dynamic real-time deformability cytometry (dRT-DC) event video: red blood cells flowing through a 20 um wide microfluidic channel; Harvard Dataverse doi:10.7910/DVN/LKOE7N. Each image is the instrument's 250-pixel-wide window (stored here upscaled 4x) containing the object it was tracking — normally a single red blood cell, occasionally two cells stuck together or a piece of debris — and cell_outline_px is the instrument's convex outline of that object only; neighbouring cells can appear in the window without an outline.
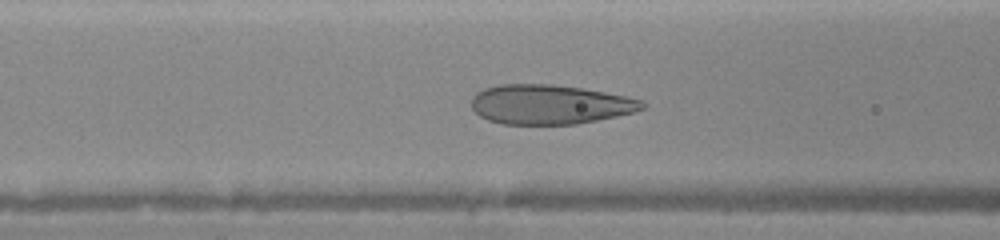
{"species": "human", "species_latin": "Homo sapiens", "temperature_condition": "warm", "stored_images_in_passage": 10, "camera_frame_rate_fps": 3000, "um_per_image_px": 0.085, "donor": {"sex": "female"}, "frame": {"image": 1, "passage_image": 9, "time_ms": 4.333, "image_size_px": [1000, 240], "cell_outline_px": [[648, 104], [644, 108], [636, 112], [576, 124], [500, 124], [488, 120], [480, 116], [472, 108], [472, 100], [476, 92], [484, 88], [500, 84], [552, 84], [584, 88], [644, 100]], "centroid_in_image_um": [46.75, 8.87], "position_along_channel_um": 119.9, "area_um2": 39.48}}